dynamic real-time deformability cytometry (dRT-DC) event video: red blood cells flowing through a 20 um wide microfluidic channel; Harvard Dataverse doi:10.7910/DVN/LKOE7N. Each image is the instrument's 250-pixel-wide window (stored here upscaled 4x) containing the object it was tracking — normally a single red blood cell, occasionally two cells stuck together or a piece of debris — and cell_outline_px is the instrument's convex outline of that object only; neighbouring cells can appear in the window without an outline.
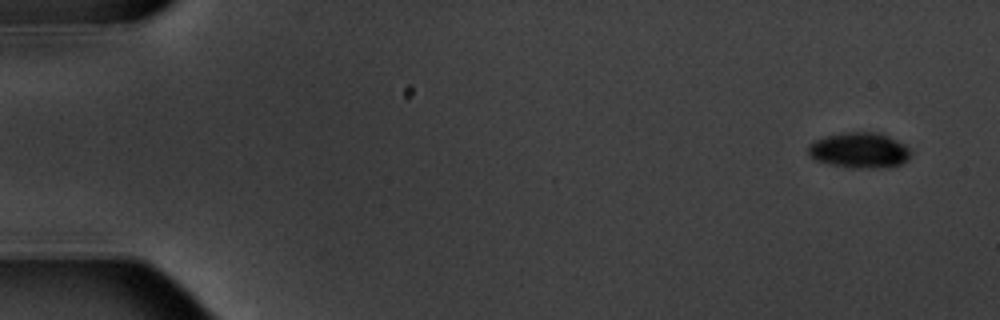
{"species": "common noctule bat (a hibernating species)", "species_latin": "Nyctalus noctula", "temperature_condition": "warm", "stored_images_in_passage": 6, "segment_of_instrument_passage": [1, 2], "camera_frame_rate_fps": 3000, "um_per_image_px": 0.085, "animal": {"sex": "male", "body_mass_g": 20.1, "forearm_length_mm": 53.5}, "frame": {"image": 1, "passage_image": 1, "time_ms": 0.0, "image_size_px": [1000, 320], "cell_outline_px": [[912, 152], [908, 160], [900, 164], [888, 168], [852, 168], [832, 164], [816, 160], [808, 156], [808, 144], [824, 136], [840, 132], [880, 132], [904, 144]], "centroid_in_image_um": [73.05, 12.77], "position_along_channel_um": 11.9, "area_um2": 21.5}}